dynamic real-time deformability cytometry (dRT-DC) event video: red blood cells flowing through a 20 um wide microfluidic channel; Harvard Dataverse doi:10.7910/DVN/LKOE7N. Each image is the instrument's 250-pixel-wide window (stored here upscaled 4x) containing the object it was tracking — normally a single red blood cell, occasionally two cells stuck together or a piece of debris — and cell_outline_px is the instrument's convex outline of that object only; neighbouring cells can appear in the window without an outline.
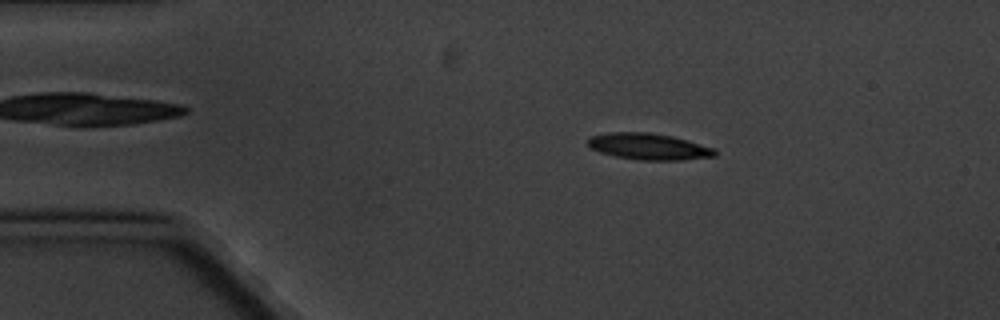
{"species": "common noctule bat (a hibernating species)", "species_latin": "Nyctalus noctula", "temperature_condition": "cold", "stored_images_in_passage": 6, "camera_frame_rate_fps": 3000, "um_per_image_px": 0.085, "animal": {"sex": "male", "body_mass_g": 20.1, "forearm_length_mm": 53.5}, "frame": {"image": 1, "passage_image": 2, "time_ms": 1.0, "image_size_px": [1000, 320], "cell_outline_px": [[716, 156], [680, 160], [640, 160], [616, 156], [600, 152], [592, 148], [588, 144], [588, 136], [608, 132], [648, 132], [672, 136], [688, 140], [716, 148]], "centroid_in_image_um": [55.15, 12.44], "position_along_channel_um": 29.8, "area_um2": 19.59}}
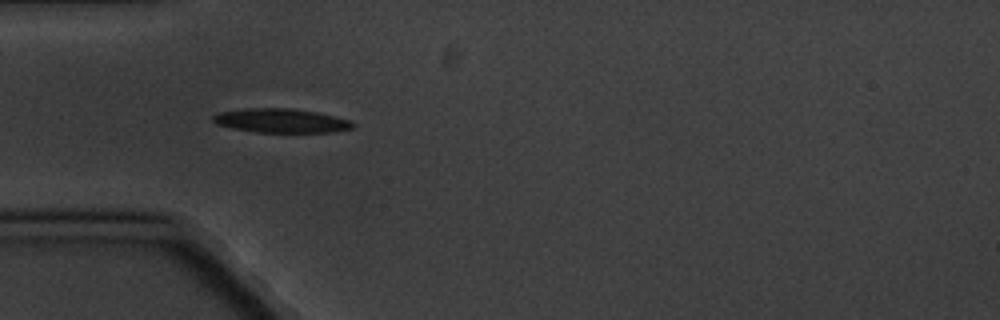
{"frame": {"image": 2, "passage_image": 4, "time_ms": 3.333, "image_size_px": [1000, 320], "cell_outline_px": [[356, 124], [352, 128], [332, 132], [256, 132], [232, 128], [216, 124], [212, 120], [212, 116], [220, 112], [244, 108], [292, 108], [316, 112], [352, 120]], "centroid_in_image_um": [23.9, 10.25], "position_along_channel_um": 61.1, "area_um2": 19.65}}